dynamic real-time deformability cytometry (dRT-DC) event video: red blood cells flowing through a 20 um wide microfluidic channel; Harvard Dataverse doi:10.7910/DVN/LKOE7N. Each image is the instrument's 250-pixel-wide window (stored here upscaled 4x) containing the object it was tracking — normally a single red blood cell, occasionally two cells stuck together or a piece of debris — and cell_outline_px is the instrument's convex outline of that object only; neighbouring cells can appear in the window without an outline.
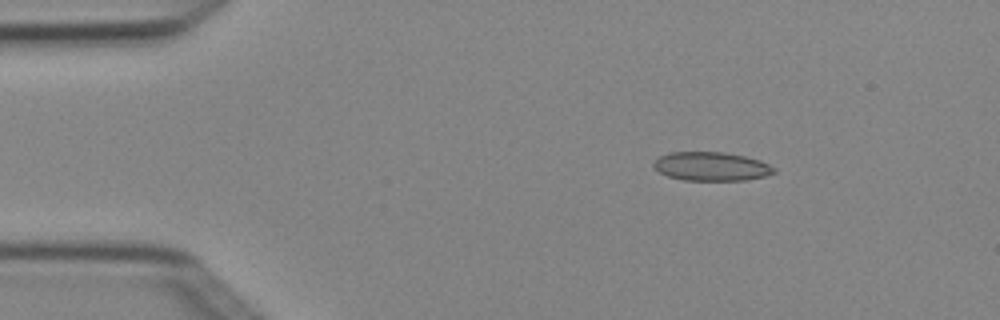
{"species": "Egyptian fruit bat (a non-hibernating species)", "species_latin": "Rousettus aegyptiacus", "temperature_condition": "cold", "stored_images_in_passage": 3, "camera_frame_rate_fps": 3000, "um_per_image_px": 0.085, "animal": {"sex": "female"}, "frame": {"image": 1, "passage_image": 2, "time_ms": 0.333, "image_size_px": [1000, 320], "cell_outline_px": [[776, 172], [764, 176], [744, 180], [684, 180], [668, 176], [660, 172], [652, 164], [660, 156], [668, 152], [724, 152], [744, 156], [760, 160], [776, 168]], "centroid_in_image_um": [60.47, 14.14], "position_along_channel_um": 24.5, "area_um2": 20.06}}